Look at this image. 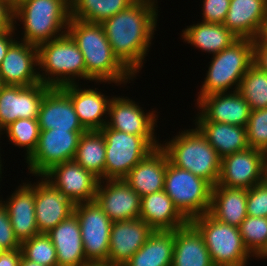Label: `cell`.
<instances>
[{"instance_id": "d4e9b609", "label": "cell", "mask_w": 267, "mask_h": 266, "mask_svg": "<svg viewBox=\"0 0 267 266\" xmlns=\"http://www.w3.org/2000/svg\"><path fill=\"white\" fill-rule=\"evenodd\" d=\"M46 234L56 249L58 266H85L90 263L84 254L80 223L74 213Z\"/></svg>"}, {"instance_id": "f5cc1de1", "label": "cell", "mask_w": 267, "mask_h": 266, "mask_svg": "<svg viewBox=\"0 0 267 266\" xmlns=\"http://www.w3.org/2000/svg\"><path fill=\"white\" fill-rule=\"evenodd\" d=\"M257 259H267V248L265 249V251L257 258Z\"/></svg>"}, {"instance_id": "5b68a950", "label": "cell", "mask_w": 267, "mask_h": 266, "mask_svg": "<svg viewBox=\"0 0 267 266\" xmlns=\"http://www.w3.org/2000/svg\"><path fill=\"white\" fill-rule=\"evenodd\" d=\"M40 82L49 87H63L86 81L82 52L68 33L37 46ZM78 81H77V80Z\"/></svg>"}, {"instance_id": "603a6c76", "label": "cell", "mask_w": 267, "mask_h": 266, "mask_svg": "<svg viewBox=\"0 0 267 266\" xmlns=\"http://www.w3.org/2000/svg\"><path fill=\"white\" fill-rule=\"evenodd\" d=\"M40 130H86L79 121L70 97L60 88L51 87L40 104Z\"/></svg>"}, {"instance_id": "3957f363", "label": "cell", "mask_w": 267, "mask_h": 266, "mask_svg": "<svg viewBox=\"0 0 267 266\" xmlns=\"http://www.w3.org/2000/svg\"><path fill=\"white\" fill-rule=\"evenodd\" d=\"M69 0H20L15 4L14 21L23 25L21 39L40 45L67 33Z\"/></svg>"}, {"instance_id": "5bb4252c", "label": "cell", "mask_w": 267, "mask_h": 266, "mask_svg": "<svg viewBox=\"0 0 267 266\" xmlns=\"http://www.w3.org/2000/svg\"><path fill=\"white\" fill-rule=\"evenodd\" d=\"M51 87L4 85L0 90V140L3 129L17 119H38L40 104Z\"/></svg>"}, {"instance_id": "836d02e7", "label": "cell", "mask_w": 267, "mask_h": 266, "mask_svg": "<svg viewBox=\"0 0 267 266\" xmlns=\"http://www.w3.org/2000/svg\"><path fill=\"white\" fill-rule=\"evenodd\" d=\"M136 0H70V18L102 23Z\"/></svg>"}, {"instance_id": "9c48e42d", "label": "cell", "mask_w": 267, "mask_h": 266, "mask_svg": "<svg viewBox=\"0 0 267 266\" xmlns=\"http://www.w3.org/2000/svg\"><path fill=\"white\" fill-rule=\"evenodd\" d=\"M106 159L104 180L124 179L131 169L154 148L142 137L114 130L105 125Z\"/></svg>"}, {"instance_id": "8992f818", "label": "cell", "mask_w": 267, "mask_h": 266, "mask_svg": "<svg viewBox=\"0 0 267 266\" xmlns=\"http://www.w3.org/2000/svg\"><path fill=\"white\" fill-rule=\"evenodd\" d=\"M211 57L196 102L212 93L238 90L241 79L253 64V40L238 38Z\"/></svg>"}, {"instance_id": "db71d44e", "label": "cell", "mask_w": 267, "mask_h": 266, "mask_svg": "<svg viewBox=\"0 0 267 266\" xmlns=\"http://www.w3.org/2000/svg\"><path fill=\"white\" fill-rule=\"evenodd\" d=\"M3 86H4V84H3L1 76H0V90L2 89Z\"/></svg>"}, {"instance_id": "74e56055", "label": "cell", "mask_w": 267, "mask_h": 266, "mask_svg": "<svg viewBox=\"0 0 267 266\" xmlns=\"http://www.w3.org/2000/svg\"><path fill=\"white\" fill-rule=\"evenodd\" d=\"M22 255L46 266H58L56 249L46 233H40L21 243Z\"/></svg>"}, {"instance_id": "e575fe53", "label": "cell", "mask_w": 267, "mask_h": 266, "mask_svg": "<svg viewBox=\"0 0 267 266\" xmlns=\"http://www.w3.org/2000/svg\"><path fill=\"white\" fill-rule=\"evenodd\" d=\"M237 91L248 102L251 111L267 108V72L253 63L241 79Z\"/></svg>"}, {"instance_id": "30bf717a", "label": "cell", "mask_w": 267, "mask_h": 266, "mask_svg": "<svg viewBox=\"0 0 267 266\" xmlns=\"http://www.w3.org/2000/svg\"><path fill=\"white\" fill-rule=\"evenodd\" d=\"M87 130H40L38 144L25 161L29 175L43 176L53 166L74 159L81 135Z\"/></svg>"}, {"instance_id": "7dc6e473", "label": "cell", "mask_w": 267, "mask_h": 266, "mask_svg": "<svg viewBox=\"0 0 267 266\" xmlns=\"http://www.w3.org/2000/svg\"><path fill=\"white\" fill-rule=\"evenodd\" d=\"M258 38L262 42L267 43V16H266L265 20L263 21V25H262V28H261L260 33L258 35Z\"/></svg>"}, {"instance_id": "9a60e30c", "label": "cell", "mask_w": 267, "mask_h": 266, "mask_svg": "<svg viewBox=\"0 0 267 266\" xmlns=\"http://www.w3.org/2000/svg\"><path fill=\"white\" fill-rule=\"evenodd\" d=\"M195 107L199 110L193 121L228 123L243 127L247 126L251 113L248 102L237 90L201 97L195 103Z\"/></svg>"}, {"instance_id": "ee69618b", "label": "cell", "mask_w": 267, "mask_h": 266, "mask_svg": "<svg viewBox=\"0 0 267 266\" xmlns=\"http://www.w3.org/2000/svg\"><path fill=\"white\" fill-rule=\"evenodd\" d=\"M253 63L267 72V43L262 42L258 37L253 40Z\"/></svg>"}, {"instance_id": "44dd1931", "label": "cell", "mask_w": 267, "mask_h": 266, "mask_svg": "<svg viewBox=\"0 0 267 266\" xmlns=\"http://www.w3.org/2000/svg\"><path fill=\"white\" fill-rule=\"evenodd\" d=\"M79 83L60 87L71 99L82 126L87 130H101L108 119L110 97L96 87H84ZM82 87V88H81Z\"/></svg>"}, {"instance_id": "277c9868", "label": "cell", "mask_w": 267, "mask_h": 266, "mask_svg": "<svg viewBox=\"0 0 267 266\" xmlns=\"http://www.w3.org/2000/svg\"><path fill=\"white\" fill-rule=\"evenodd\" d=\"M160 147L173 165L192 172L212 186L217 184L222 158L196 127L179 131L160 143Z\"/></svg>"}, {"instance_id": "f1b7e54d", "label": "cell", "mask_w": 267, "mask_h": 266, "mask_svg": "<svg viewBox=\"0 0 267 266\" xmlns=\"http://www.w3.org/2000/svg\"><path fill=\"white\" fill-rule=\"evenodd\" d=\"M247 189L216 184L212 187L209 214L216 220L239 227L247 214Z\"/></svg>"}, {"instance_id": "d6a6232c", "label": "cell", "mask_w": 267, "mask_h": 266, "mask_svg": "<svg viewBox=\"0 0 267 266\" xmlns=\"http://www.w3.org/2000/svg\"><path fill=\"white\" fill-rule=\"evenodd\" d=\"M105 159L106 145L102 132L100 130L84 132L73 160L100 180H104Z\"/></svg>"}, {"instance_id": "4fadbf2b", "label": "cell", "mask_w": 267, "mask_h": 266, "mask_svg": "<svg viewBox=\"0 0 267 266\" xmlns=\"http://www.w3.org/2000/svg\"><path fill=\"white\" fill-rule=\"evenodd\" d=\"M43 177L74 204L94 201L100 181L74 160L53 166Z\"/></svg>"}, {"instance_id": "ba28073f", "label": "cell", "mask_w": 267, "mask_h": 266, "mask_svg": "<svg viewBox=\"0 0 267 266\" xmlns=\"http://www.w3.org/2000/svg\"><path fill=\"white\" fill-rule=\"evenodd\" d=\"M212 187L205 179L173 165L167 156L164 191L189 222L209 212Z\"/></svg>"}, {"instance_id": "ab89813d", "label": "cell", "mask_w": 267, "mask_h": 266, "mask_svg": "<svg viewBox=\"0 0 267 266\" xmlns=\"http://www.w3.org/2000/svg\"><path fill=\"white\" fill-rule=\"evenodd\" d=\"M247 214L254 217H267V188L262 184L247 190Z\"/></svg>"}, {"instance_id": "f546056e", "label": "cell", "mask_w": 267, "mask_h": 266, "mask_svg": "<svg viewBox=\"0 0 267 266\" xmlns=\"http://www.w3.org/2000/svg\"><path fill=\"white\" fill-rule=\"evenodd\" d=\"M221 158L247 149L246 127L211 121H193Z\"/></svg>"}, {"instance_id": "f6af8a7d", "label": "cell", "mask_w": 267, "mask_h": 266, "mask_svg": "<svg viewBox=\"0 0 267 266\" xmlns=\"http://www.w3.org/2000/svg\"><path fill=\"white\" fill-rule=\"evenodd\" d=\"M18 25L19 24L15 25V28L12 30L0 32V65H1L9 47L19 38L18 33L16 32L18 29L17 28ZM15 36H17V37L15 38Z\"/></svg>"}, {"instance_id": "484cf974", "label": "cell", "mask_w": 267, "mask_h": 266, "mask_svg": "<svg viewBox=\"0 0 267 266\" xmlns=\"http://www.w3.org/2000/svg\"><path fill=\"white\" fill-rule=\"evenodd\" d=\"M167 154L155 148L136 164L123 179L141 197L164 190Z\"/></svg>"}, {"instance_id": "ffe728a7", "label": "cell", "mask_w": 267, "mask_h": 266, "mask_svg": "<svg viewBox=\"0 0 267 266\" xmlns=\"http://www.w3.org/2000/svg\"><path fill=\"white\" fill-rule=\"evenodd\" d=\"M22 182L10 194L0 201L6 207L14 234L20 243L40 234L35 215V182ZM2 197V198H1Z\"/></svg>"}, {"instance_id": "c3c4849f", "label": "cell", "mask_w": 267, "mask_h": 266, "mask_svg": "<svg viewBox=\"0 0 267 266\" xmlns=\"http://www.w3.org/2000/svg\"><path fill=\"white\" fill-rule=\"evenodd\" d=\"M261 183L267 188V154H266L264 161H263Z\"/></svg>"}, {"instance_id": "7a4b0ae2", "label": "cell", "mask_w": 267, "mask_h": 266, "mask_svg": "<svg viewBox=\"0 0 267 266\" xmlns=\"http://www.w3.org/2000/svg\"><path fill=\"white\" fill-rule=\"evenodd\" d=\"M67 33L82 52L86 82L123 87L135 80L136 76L113 53L101 23L70 18Z\"/></svg>"}, {"instance_id": "83f0119b", "label": "cell", "mask_w": 267, "mask_h": 266, "mask_svg": "<svg viewBox=\"0 0 267 266\" xmlns=\"http://www.w3.org/2000/svg\"><path fill=\"white\" fill-rule=\"evenodd\" d=\"M171 266H215L203 236L190 222L174 230Z\"/></svg>"}, {"instance_id": "8fae6325", "label": "cell", "mask_w": 267, "mask_h": 266, "mask_svg": "<svg viewBox=\"0 0 267 266\" xmlns=\"http://www.w3.org/2000/svg\"><path fill=\"white\" fill-rule=\"evenodd\" d=\"M143 109L144 107L129 97L112 96L106 125L114 130L142 136L154 149L158 148L161 142L156 137L155 129L158 127L159 112L154 108L148 112Z\"/></svg>"}, {"instance_id": "1f68e13d", "label": "cell", "mask_w": 267, "mask_h": 266, "mask_svg": "<svg viewBox=\"0 0 267 266\" xmlns=\"http://www.w3.org/2000/svg\"><path fill=\"white\" fill-rule=\"evenodd\" d=\"M173 252L174 230L153 231L123 266H171Z\"/></svg>"}, {"instance_id": "9f6ffc18", "label": "cell", "mask_w": 267, "mask_h": 266, "mask_svg": "<svg viewBox=\"0 0 267 266\" xmlns=\"http://www.w3.org/2000/svg\"><path fill=\"white\" fill-rule=\"evenodd\" d=\"M4 250L0 247V254L3 252Z\"/></svg>"}, {"instance_id": "e0dca14e", "label": "cell", "mask_w": 267, "mask_h": 266, "mask_svg": "<svg viewBox=\"0 0 267 266\" xmlns=\"http://www.w3.org/2000/svg\"><path fill=\"white\" fill-rule=\"evenodd\" d=\"M95 201L112 222L139 219L141 196L123 179L100 180Z\"/></svg>"}, {"instance_id": "7c38bea8", "label": "cell", "mask_w": 267, "mask_h": 266, "mask_svg": "<svg viewBox=\"0 0 267 266\" xmlns=\"http://www.w3.org/2000/svg\"><path fill=\"white\" fill-rule=\"evenodd\" d=\"M83 250L90 263L108 262L109 239L113 222L94 200L75 204Z\"/></svg>"}, {"instance_id": "cb8c5ba5", "label": "cell", "mask_w": 267, "mask_h": 266, "mask_svg": "<svg viewBox=\"0 0 267 266\" xmlns=\"http://www.w3.org/2000/svg\"><path fill=\"white\" fill-rule=\"evenodd\" d=\"M267 16V0H230L224 20L236 37L254 40Z\"/></svg>"}, {"instance_id": "bcb514c9", "label": "cell", "mask_w": 267, "mask_h": 266, "mask_svg": "<svg viewBox=\"0 0 267 266\" xmlns=\"http://www.w3.org/2000/svg\"><path fill=\"white\" fill-rule=\"evenodd\" d=\"M21 257V248L14 250H4L0 254V266H19Z\"/></svg>"}, {"instance_id": "4dcf8cb0", "label": "cell", "mask_w": 267, "mask_h": 266, "mask_svg": "<svg viewBox=\"0 0 267 266\" xmlns=\"http://www.w3.org/2000/svg\"><path fill=\"white\" fill-rule=\"evenodd\" d=\"M181 38L192 47L212 55L224 50L238 39L225 25L202 21L184 28Z\"/></svg>"}, {"instance_id": "8d00e7d4", "label": "cell", "mask_w": 267, "mask_h": 266, "mask_svg": "<svg viewBox=\"0 0 267 266\" xmlns=\"http://www.w3.org/2000/svg\"><path fill=\"white\" fill-rule=\"evenodd\" d=\"M239 230L245 247L257 260L267 248V217L247 215Z\"/></svg>"}, {"instance_id": "7402d4cb", "label": "cell", "mask_w": 267, "mask_h": 266, "mask_svg": "<svg viewBox=\"0 0 267 266\" xmlns=\"http://www.w3.org/2000/svg\"><path fill=\"white\" fill-rule=\"evenodd\" d=\"M153 231L142 219L113 222L107 263L123 266L145 244Z\"/></svg>"}, {"instance_id": "6da1fadb", "label": "cell", "mask_w": 267, "mask_h": 266, "mask_svg": "<svg viewBox=\"0 0 267 266\" xmlns=\"http://www.w3.org/2000/svg\"><path fill=\"white\" fill-rule=\"evenodd\" d=\"M158 8L157 0H136L101 23L113 53L136 77L155 38Z\"/></svg>"}, {"instance_id": "7bdbcfd3", "label": "cell", "mask_w": 267, "mask_h": 266, "mask_svg": "<svg viewBox=\"0 0 267 266\" xmlns=\"http://www.w3.org/2000/svg\"><path fill=\"white\" fill-rule=\"evenodd\" d=\"M15 5L10 0H0V32L15 28Z\"/></svg>"}, {"instance_id": "f35d334b", "label": "cell", "mask_w": 267, "mask_h": 266, "mask_svg": "<svg viewBox=\"0 0 267 266\" xmlns=\"http://www.w3.org/2000/svg\"><path fill=\"white\" fill-rule=\"evenodd\" d=\"M246 134L249 147L267 154V108L251 111Z\"/></svg>"}, {"instance_id": "52a82bcc", "label": "cell", "mask_w": 267, "mask_h": 266, "mask_svg": "<svg viewBox=\"0 0 267 266\" xmlns=\"http://www.w3.org/2000/svg\"><path fill=\"white\" fill-rule=\"evenodd\" d=\"M190 223L203 236L215 266H247L252 257L256 259L245 247L239 227L222 223L209 213L192 219Z\"/></svg>"}, {"instance_id": "816d5d0a", "label": "cell", "mask_w": 267, "mask_h": 266, "mask_svg": "<svg viewBox=\"0 0 267 266\" xmlns=\"http://www.w3.org/2000/svg\"><path fill=\"white\" fill-rule=\"evenodd\" d=\"M0 143H2V142H0ZM0 150H1V147H0ZM0 152H1V151H0ZM1 156H2V154L0 153V182L2 181V179H1V178H2V173H3L2 170L4 169V167H3V165H2V164H3V163H2L3 160L1 159ZM2 167H3V168H2ZM0 188H1V187H0Z\"/></svg>"}, {"instance_id": "681fc988", "label": "cell", "mask_w": 267, "mask_h": 266, "mask_svg": "<svg viewBox=\"0 0 267 266\" xmlns=\"http://www.w3.org/2000/svg\"><path fill=\"white\" fill-rule=\"evenodd\" d=\"M19 266H46V265H42V264H38L36 262L30 261L22 255Z\"/></svg>"}, {"instance_id": "2e32d148", "label": "cell", "mask_w": 267, "mask_h": 266, "mask_svg": "<svg viewBox=\"0 0 267 266\" xmlns=\"http://www.w3.org/2000/svg\"><path fill=\"white\" fill-rule=\"evenodd\" d=\"M265 156V152L248 147L223 157L217 184L247 190L260 184Z\"/></svg>"}, {"instance_id": "60d3db41", "label": "cell", "mask_w": 267, "mask_h": 266, "mask_svg": "<svg viewBox=\"0 0 267 266\" xmlns=\"http://www.w3.org/2000/svg\"><path fill=\"white\" fill-rule=\"evenodd\" d=\"M202 6V22L223 24L230 0H203Z\"/></svg>"}, {"instance_id": "4316f807", "label": "cell", "mask_w": 267, "mask_h": 266, "mask_svg": "<svg viewBox=\"0 0 267 266\" xmlns=\"http://www.w3.org/2000/svg\"><path fill=\"white\" fill-rule=\"evenodd\" d=\"M139 219L154 231L175 230L189 223L164 190L141 197Z\"/></svg>"}, {"instance_id": "b9f144b4", "label": "cell", "mask_w": 267, "mask_h": 266, "mask_svg": "<svg viewBox=\"0 0 267 266\" xmlns=\"http://www.w3.org/2000/svg\"><path fill=\"white\" fill-rule=\"evenodd\" d=\"M0 247L3 250L21 248V243L14 234L6 207L0 201Z\"/></svg>"}, {"instance_id": "11a10c76", "label": "cell", "mask_w": 267, "mask_h": 266, "mask_svg": "<svg viewBox=\"0 0 267 266\" xmlns=\"http://www.w3.org/2000/svg\"><path fill=\"white\" fill-rule=\"evenodd\" d=\"M14 5L19 2L20 0H10Z\"/></svg>"}, {"instance_id": "d590c367", "label": "cell", "mask_w": 267, "mask_h": 266, "mask_svg": "<svg viewBox=\"0 0 267 266\" xmlns=\"http://www.w3.org/2000/svg\"><path fill=\"white\" fill-rule=\"evenodd\" d=\"M3 134H6L8 142H11L12 145L19 147V149L20 147L24 149V159L27 160L38 144V138L40 136L38 119H17L3 129Z\"/></svg>"}, {"instance_id": "f907efd6", "label": "cell", "mask_w": 267, "mask_h": 266, "mask_svg": "<svg viewBox=\"0 0 267 266\" xmlns=\"http://www.w3.org/2000/svg\"><path fill=\"white\" fill-rule=\"evenodd\" d=\"M85 266H114V265H110L107 262H96V263H88Z\"/></svg>"}, {"instance_id": "ac0fdd59", "label": "cell", "mask_w": 267, "mask_h": 266, "mask_svg": "<svg viewBox=\"0 0 267 266\" xmlns=\"http://www.w3.org/2000/svg\"><path fill=\"white\" fill-rule=\"evenodd\" d=\"M0 76L4 85L26 87L40 83L37 46L16 40L0 65Z\"/></svg>"}, {"instance_id": "d6986e66", "label": "cell", "mask_w": 267, "mask_h": 266, "mask_svg": "<svg viewBox=\"0 0 267 266\" xmlns=\"http://www.w3.org/2000/svg\"><path fill=\"white\" fill-rule=\"evenodd\" d=\"M35 182V215L39 233H48L74 213L75 204L43 176Z\"/></svg>"}]
</instances>
